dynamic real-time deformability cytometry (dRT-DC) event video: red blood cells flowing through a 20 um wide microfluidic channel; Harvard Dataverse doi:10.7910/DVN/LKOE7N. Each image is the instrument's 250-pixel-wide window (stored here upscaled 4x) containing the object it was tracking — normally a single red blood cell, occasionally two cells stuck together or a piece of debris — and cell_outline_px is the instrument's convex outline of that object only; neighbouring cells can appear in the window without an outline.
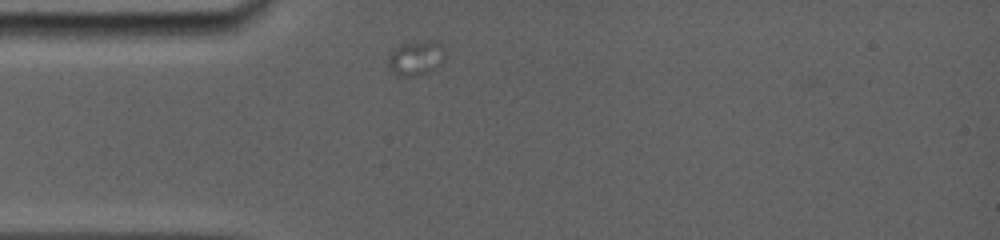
{"species": "common noctule bat (a hibernating species)", "species_latin": "Nyctalus noctula", "temperature_condition": "room temperature", "stored_images_in_passage": 12, "camera_frame_rate_fps": 5000, "um_per_image_px": 0.085, "animal": {"sex": "female", "body_mass_g": 19.0, "forearm_length_mm": 56.7}, "frame": {"image": 1, "passage_image": 1, "time_ms": 0.0, "image_size_px": [1000, 240], "cell_outline_px": [[444, 56], [440, 64], [424, 72], [412, 76], [396, 76], [388, 68], [388, 52], [392, 48], [404, 44], [432, 40], [436, 40], [444, 48]], "centroid_in_image_um": [35.28, 4.92], "position_along_channel_um": 49.7, "area_um2": 11.33}}
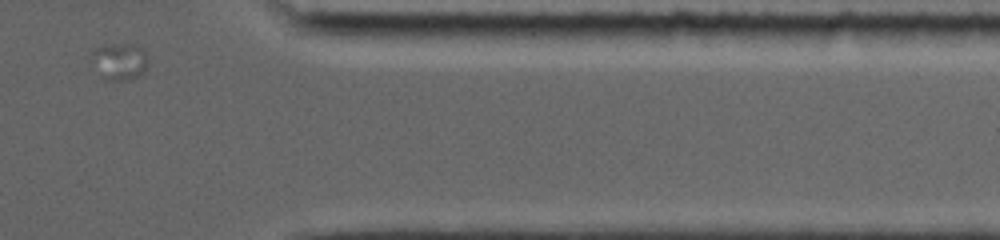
{"frame": {"image": 2, "passage_image": 12, "time_ms": 12.0, "image_size_px": [1000, 240], "cell_outline_px": [[148, 60], [144, 72], [136, 76], [124, 80], [108, 80], [92, 52], [96, 48], [104, 44], [132, 44], [144, 48]], "centroid_in_image_um": [10.3, 5.15], "position_along_channel_um": 401.1, "area_um2": 11.27}}